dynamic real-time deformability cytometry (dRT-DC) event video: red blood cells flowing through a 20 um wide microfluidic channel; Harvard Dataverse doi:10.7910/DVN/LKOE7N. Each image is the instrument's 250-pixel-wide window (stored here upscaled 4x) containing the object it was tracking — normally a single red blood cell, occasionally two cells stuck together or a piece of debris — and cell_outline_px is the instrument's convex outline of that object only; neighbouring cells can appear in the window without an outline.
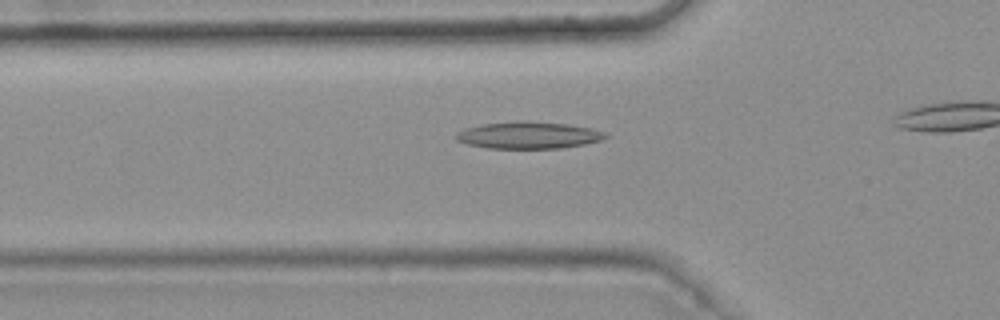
{"species": "common noctule bat (a hibernating species)", "species_latin": "Nyctalus noctula", "temperature_condition": "warm", "stored_images_in_passage": 22, "camera_frame_rate_fps": 3000, "um_per_image_px": 0.085, "animal": {"sex": "female", "body_mass_g": 25.1}, "frame": {"image": 1, "passage_image": 7, "time_ms": 2.0, "image_size_px": [1000, 320], "cell_outline_px": [[608, 136], [600, 140], [584, 144], [560, 148], [488, 148], [468, 144], [456, 140], [456, 132], [464, 128], [484, 124], [520, 120], [524, 120], [568, 124], [592, 128], [604, 132]], "centroid_in_image_um": [44.91, 11.48], "position_along_channel_um": 80.9, "area_um2": 23.41}}
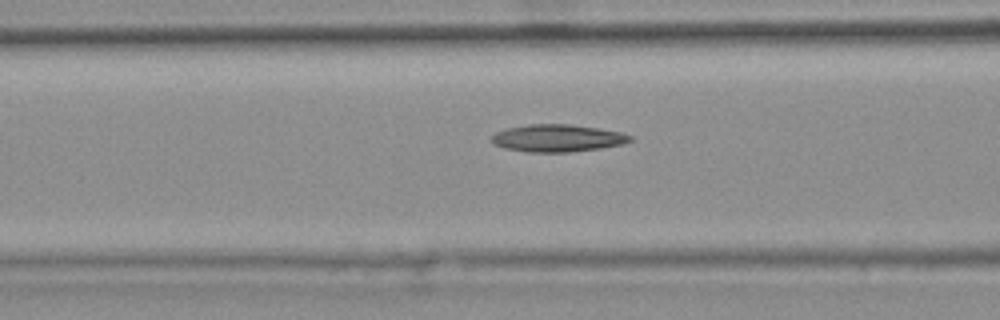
{"frame": {"image": 2, "passage_image": 10, "time_ms": 3.0, "image_size_px": [1000, 320], "cell_outline_px": [[632, 140], [624, 144], [600, 148], [568, 152], [524, 152], [504, 148], [496, 144], [492, 140], [492, 136], [496, 132], [504, 128], [528, 124], [568, 124], [596, 128], [620, 132], [632, 136]], "centroid_in_image_um": [47.37, 11.74], "position_along_channel_um": 119.2, "area_um2": 22.02}}